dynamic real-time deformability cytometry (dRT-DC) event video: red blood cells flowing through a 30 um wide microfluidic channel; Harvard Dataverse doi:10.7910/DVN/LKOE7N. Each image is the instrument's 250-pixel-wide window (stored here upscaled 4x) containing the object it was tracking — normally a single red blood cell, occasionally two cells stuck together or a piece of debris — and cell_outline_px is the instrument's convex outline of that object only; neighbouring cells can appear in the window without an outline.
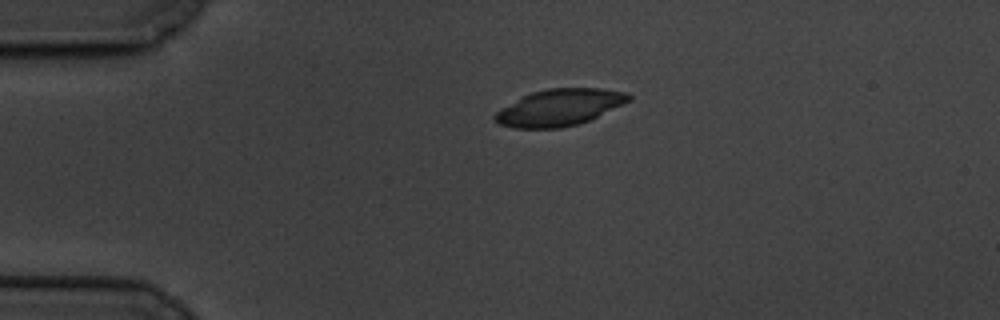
{"species": "common noctule bat (a hibernating species)", "species_latin": "Nyctalus noctula", "temperature_condition": "cold", "stored_images_in_passage": 48, "camera_frame_rate_fps": 3000, "um_per_image_px": 0.085, "animal": {"sex": "male", "body_mass_g": 19.5, "forearm_length_mm": 54.6}, "frame": {"image": 1, "passage_image": 1, "time_ms": 0.0, "image_size_px": [1000, 320], "cell_outline_px": [[632, 100], [624, 104], [580, 124], [560, 128], [512, 128], [500, 124], [492, 120], [492, 116], [496, 112], [524, 96], [532, 92], [548, 88], [600, 88], [628, 92], [632, 96]], "centroid_in_image_um": [47.59, 9.14], "position_along_channel_um": 37.4, "area_um2": 28.55}}
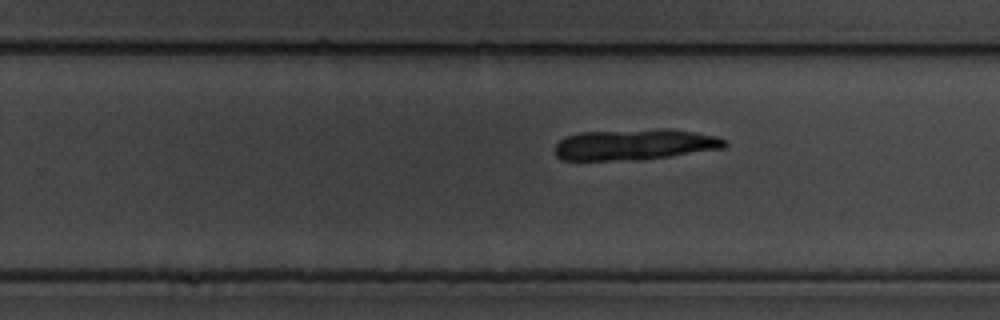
{"frame": {"image": 2, "passage_image": 26, "time_ms": 8.333, "image_size_px": [1000, 320], "cell_outline_px": [[728, 144], [724, 148], [668, 156], [612, 160], [560, 160], [556, 156], [556, 144], [564, 136], [580, 132], [660, 128], [672, 128], [716, 136], [728, 140]], "centroid_in_image_um": [53.95, 12.25], "position_along_channel_um": 275.8, "area_um2": 30.58}}
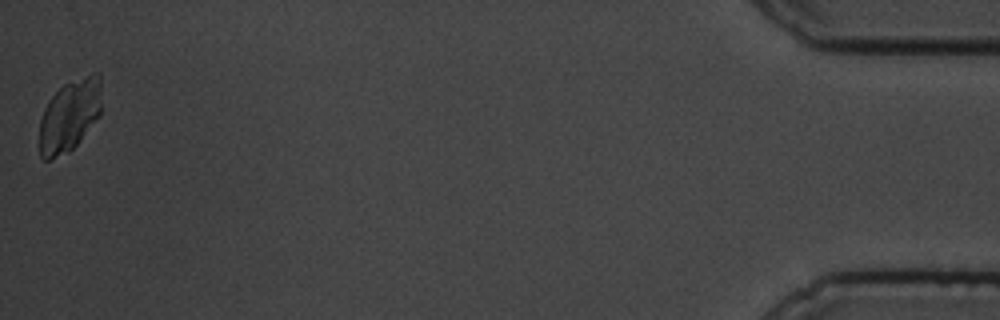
{"frame": {"image": 3, "passage_image": 48, "time_ms": 15.667, "image_size_px": [1000, 320], "cell_outline_px": [[100, 116], [76, 144], [68, 152], [48, 160], [44, 160], [40, 156], [40, 120], [44, 108], [52, 96], [64, 84], [92, 72], [100, 72]], "centroid_in_image_um": [5.92, 9.8], "position_along_channel_um": 429.3, "area_um2": 25.89}}